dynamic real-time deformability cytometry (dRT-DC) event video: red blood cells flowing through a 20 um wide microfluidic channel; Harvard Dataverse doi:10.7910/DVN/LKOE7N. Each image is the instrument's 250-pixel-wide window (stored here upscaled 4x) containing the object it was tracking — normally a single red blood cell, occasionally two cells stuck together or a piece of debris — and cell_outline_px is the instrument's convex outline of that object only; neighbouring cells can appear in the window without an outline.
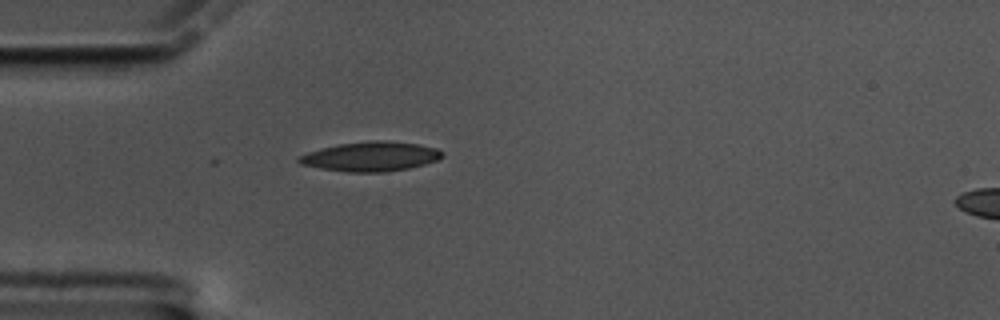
{"species": "common noctule bat (a hibernating species)", "species_latin": "Nyctalus noctula", "temperature_condition": "cold", "stored_images_in_passage": 6, "camera_frame_rate_fps": 3000, "um_per_image_px": 0.085, "animal": {"sex": "male", "body_mass_g": 17.5, "forearm_length_mm": 52.3}, "frame": {"image": 1, "passage_image": 1, "time_ms": 0.0, "image_size_px": [1000, 320], "cell_outline_px": [[444, 156], [436, 160], [424, 164], [408, 168], [384, 172], [348, 172], [320, 168], [300, 164], [296, 160], [296, 156], [308, 152], [340, 144], [368, 140], [388, 140], [416, 144], [436, 148], [444, 152]], "centroid_in_image_um": [31.5, 13.3], "position_along_channel_um": 53.5, "area_um2": 24.62}}